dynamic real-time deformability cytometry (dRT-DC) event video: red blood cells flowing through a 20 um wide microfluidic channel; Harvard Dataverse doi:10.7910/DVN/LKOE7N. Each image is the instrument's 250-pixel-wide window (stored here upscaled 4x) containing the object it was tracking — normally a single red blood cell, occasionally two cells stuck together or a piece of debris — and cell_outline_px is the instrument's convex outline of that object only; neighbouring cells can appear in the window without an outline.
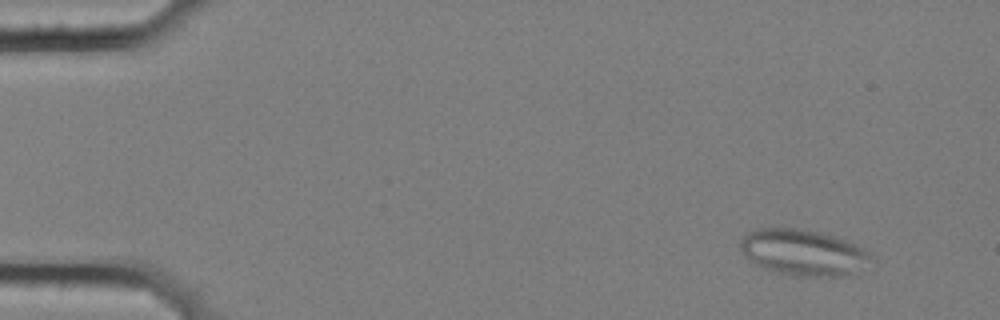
{"species": "common noctule bat (a hibernating species)", "species_latin": "Nyctalus noctula", "temperature_condition": "cold", "stored_images_in_passage": 8, "segment_of_instrument_passage": [1, 2], "camera_frame_rate_fps": 3000, "um_per_image_px": 0.085, "animal": {"sex": "female", "body_mass_g": 25.1}, "frame": {"image": 1, "passage_image": 1, "time_ms": 0.0, "image_size_px": [1000, 320], "cell_outline_px": [[868, 256], [856, 276], [792, 276], [760, 268], [748, 260], [740, 248], [740, 240], [748, 232], [760, 228], [800, 228], [820, 232], [844, 240], [868, 252]], "centroid_in_image_um": [68.18, 21.48], "position_along_channel_um": 16.8, "area_um2": 34.85}}